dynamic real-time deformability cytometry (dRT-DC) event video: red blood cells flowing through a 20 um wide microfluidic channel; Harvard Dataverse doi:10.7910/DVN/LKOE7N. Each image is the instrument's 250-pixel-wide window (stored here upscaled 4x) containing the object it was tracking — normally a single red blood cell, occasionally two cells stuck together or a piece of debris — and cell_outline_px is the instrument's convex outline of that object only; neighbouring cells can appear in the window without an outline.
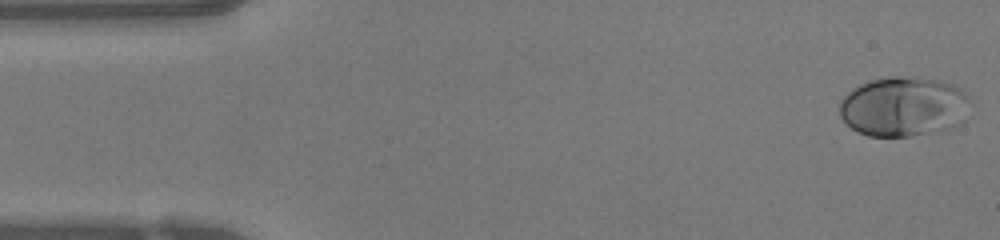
{"species": "human", "species_latin": "Homo sapiens", "temperature_condition": "warm", "stored_images_in_passage": 47, "camera_frame_rate_fps": 3000, "um_per_image_px": 0.085, "donor": {"sex": "female"}, "frame": {"image": 1, "passage_image": 1, "time_ms": 0.0, "image_size_px": [1000, 240], "cell_outline_px": [[972, 100], [964, 124], [956, 128], [908, 136], [868, 136], [856, 132], [840, 116], [840, 100], [852, 88], [860, 84], [872, 80], [892, 76], [896, 76], [940, 80], [952, 84], [960, 88]], "centroid_in_image_um": [76.86, 9.07], "position_along_channel_um": 8.1, "area_um2": 46.07}}
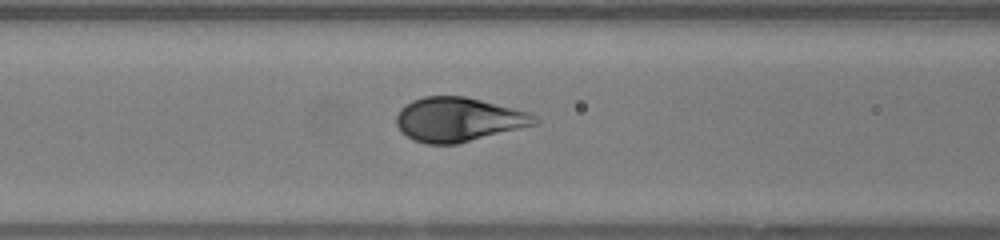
{"frame": {"image": 2, "passage_image": 18, "time_ms": 5.667, "image_size_px": [1000, 240], "cell_outline_px": [[540, 124], [456, 144], [428, 144], [412, 140], [396, 124], [396, 116], [400, 108], [412, 100], [424, 96], [464, 96], [528, 112], [536, 116], [540, 120]], "centroid_in_image_um": [38.98, 10.16], "position_along_channel_um": 127.6, "area_um2": 35.55}}
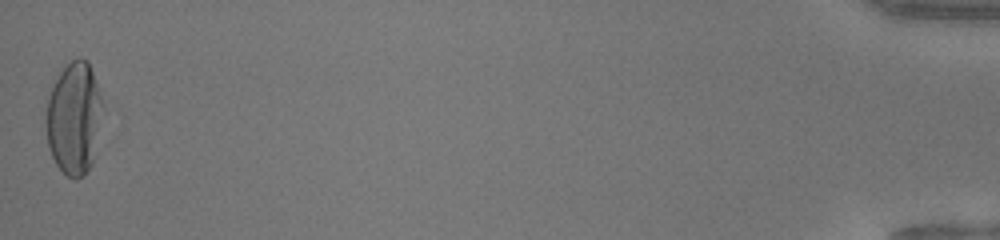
{"frame": {"image": 3, "passage_image": 47, "time_ms": 15.333, "image_size_px": [1000, 240], "cell_outline_px": [[104, 108], [92, 164], [84, 176], [76, 180], [68, 176], [56, 164], [48, 148], [44, 120], [48, 100], [52, 88], [64, 64], [80, 56], [88, 60], [104, 104]], "centroid_in_image_um": [6.3, 10.04], "position_along_channel_um": 428.9, "area_um2": 37.57}, "authors_computed_cell_mechanics": {"area_um2": 37.57, "velocity_mm_per_s": 4.2081, "shape_relaxation_time_tau1_ms": 3.2458, "shape_relaxation_time_tau2_ms": null, "deformation_change_tau1": 0.2093, "deformation_change_tau2": null}}